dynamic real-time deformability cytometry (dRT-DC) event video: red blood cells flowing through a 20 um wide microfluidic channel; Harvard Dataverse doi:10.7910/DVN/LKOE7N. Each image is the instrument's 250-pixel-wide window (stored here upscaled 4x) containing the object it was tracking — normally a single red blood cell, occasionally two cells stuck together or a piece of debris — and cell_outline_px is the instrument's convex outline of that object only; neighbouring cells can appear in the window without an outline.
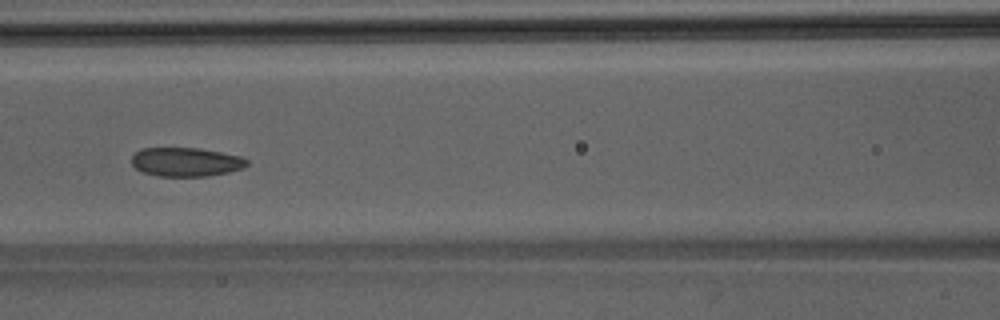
{"species": "Egyptian fruit bat (a non-hibernating species)", "species_latin": "Rousettus aegyptiacus", "temperature_condition": "room temperature", "stored_images_in_passage": 49, "camera_frame_rate_fps": 3000, "um_per_image_px": 0.085, "animal": {"sex": "male"}, "frame": {"image": 1, "passage_image": 22, "time_ms": 7.0, "image_size_px": [1000, 320], "cell_outline_px": [[248, 164], [244, 168], [228, 172], [208, 176], [156, 176], [144, 172], [136, 168], [132, 164], [132, 156], [140, 148], [200, 148], [240, 156], [248, 160]], "centroid_in_image_um": [15.81, 13.76], "position_along_channel_um": 150.8, "area_um2": 19.42}}
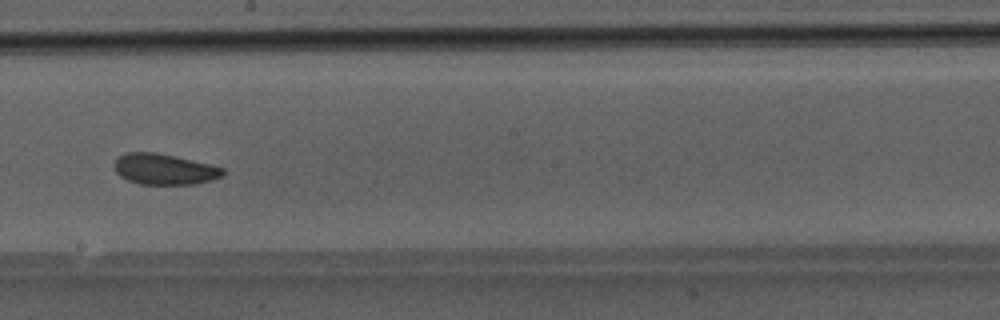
{"frame": {"image": 2, "passage_image": 28, "time_ms": 9.0, "image_size_px": [1000, 320], "cell_outline_px": [[224, 176], [212, 180], [196, 184], [140, 184], [128, 180], [120, 176], [116, 172], [116, 160], [124, 152], [156, 152], [212, 164], [224, 168]], "centroid_in_image_um": [14.02, 14.38], "position_along_channel_um": 234.2, "area_um2": 19.54}}
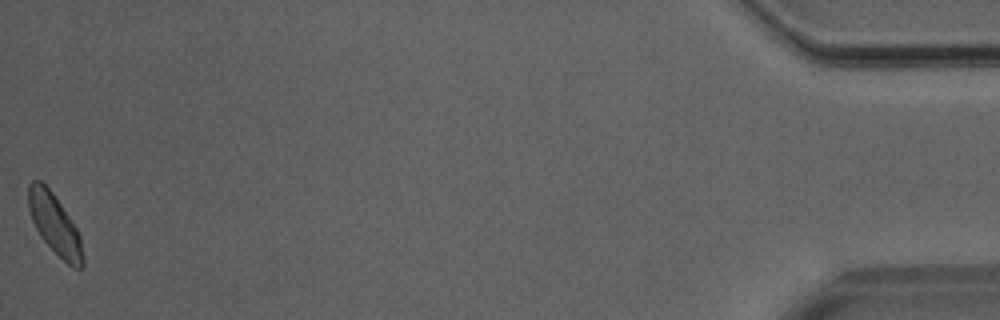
{"frame": {"image": 3, "passage_image": 49, "time_ms": 16.0, "image_size_px": [1000, 320], "cell_outline_px": [[84, 264], [80, 268], [72, 268], [40, 236], [32, 220], [28, 208], [28, 184], [32, 180], [40, 180], [52, 192], [76, 228], [80, 236], [84, 256]], "centroid_in_image_um": [4.64, 19.06], "position_along_channel_um": 430.6, "area_um2": 18.79}}